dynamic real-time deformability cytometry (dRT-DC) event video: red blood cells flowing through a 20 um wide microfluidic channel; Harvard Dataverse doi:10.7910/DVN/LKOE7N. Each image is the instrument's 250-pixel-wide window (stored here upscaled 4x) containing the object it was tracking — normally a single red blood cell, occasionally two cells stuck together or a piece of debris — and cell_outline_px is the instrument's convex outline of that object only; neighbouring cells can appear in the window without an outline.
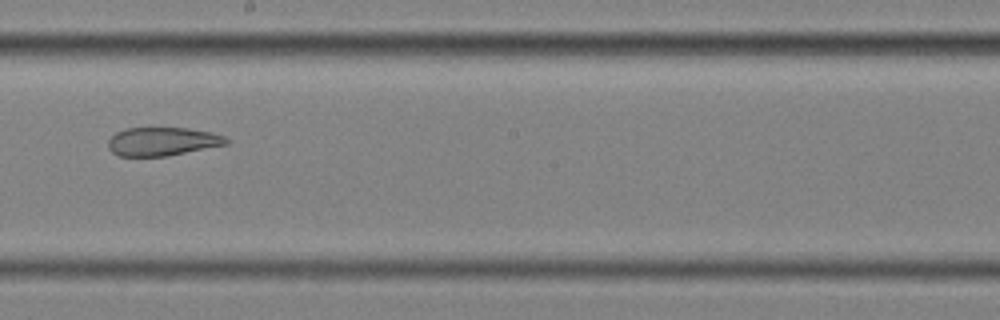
{"species": "common noctule bat (a hibernating species)", "species_latin": "Nyctalus noctula", "temperature_condition": "cold", "stored_images_in_passage": 12, "camera_frame_rate_fps": 3000, "um_per_image_px": 0.085, "animal": {"sex": "female", "body_mass_g": 25.1}, "frame": {"image": 1, "passage_image": 6, "time_ms": 1.667, "image_size_px": [1000, 320], "cell_outline_px": [[228, 144], [168, 156], [120, 156], [112, 152], [108, 148], [108, 140], [116, 132], [124, 128], [188, 128], [212, 132], [224, 136], [228, 140]], "centroid_in_image_um": [13.8, 12.02], "position_along_channel_um": 234.4, "area_um2": 19.65}}
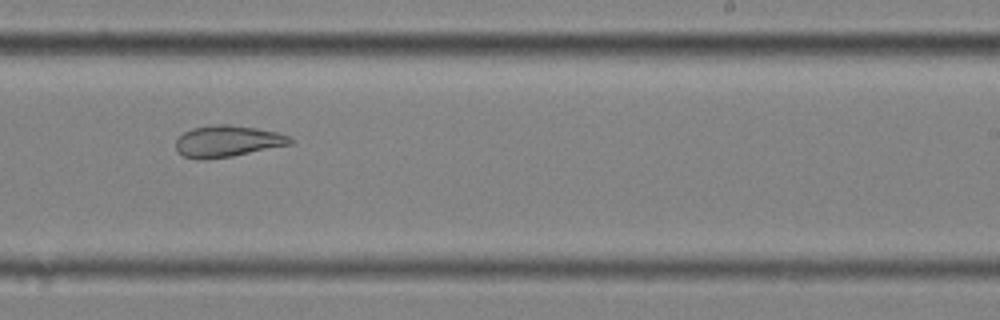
{"frame": {"image": 2, "passage_image": 7, "time_ms": 2.0, "image_size_px": [1000, 320], "cell_outline_px": [[292, 144], [232, 156], [204, 160], [200, 160], [184, 156], [176, 148], [176, 140], [184, 132], [192, 128], [212, 124], [232, 124], [256, 128], [276, 132], [288, 136], [292, 140]], "centroid_in_image_um": [19.32, 12.0], "position_along_channel_um": 269.7, "area_um2": 20.92}}
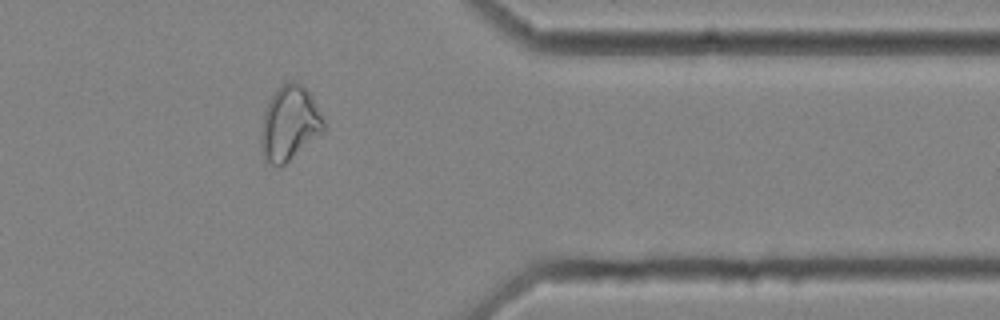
{"frame": {"image": 3, "passage_image": 10, "time_ms": 3.0, "image_size_px": [1000, 320], "cell_outline_px": [[324, 132], [280, 168], [264, 164], [260, 148], [260, 136], [264, 112], [276, 88], [292, 80], [300, 84], [308, 92], [320, 112], [324, 120]], "centroid_in_image_um": [24.57, 10.57], "position_along_channel_um": 386.8, "area_um2": 27.4}}